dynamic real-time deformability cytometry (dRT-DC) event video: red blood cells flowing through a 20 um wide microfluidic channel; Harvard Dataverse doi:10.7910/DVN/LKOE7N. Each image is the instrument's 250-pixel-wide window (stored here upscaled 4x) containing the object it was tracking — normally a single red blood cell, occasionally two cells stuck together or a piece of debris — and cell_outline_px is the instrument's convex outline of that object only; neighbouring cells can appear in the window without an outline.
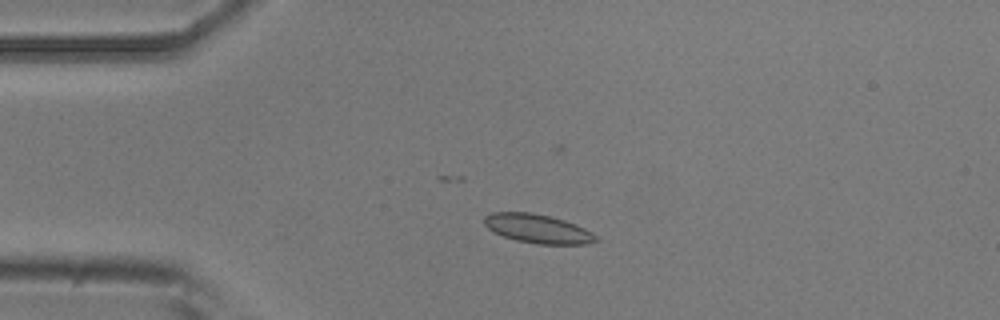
{"species": "common noctule bat (a hibernating species)", "species_latin": "Nyctalus noctula", "temperature_condition": "room temperature", "stored_images_in_passage": 5, "camera_frame_rate_fps": 3000, "um_per_image_px": 0.085, "animal": {"sex": "male", "body_mass_g": 20.5, "forearm_length_mm": 52.5}, "frame": {"image": 1, "passage_image": 3, "time_ms": 2.333, "image_size_px": [1000, 320], "cell_outline_px": [[596, 240], [584, 244], [540, 244], [516, 240], [504, 236], [488, 228], [484, 224], [484, 216], [492, 212], [532, 212], [564, 220], [584, 228], [592, 232], [596, 236]], "centroid_in_image_um": [45.68, 19.43], "position_along_channel_um": 39.3, "area_um2": 18.5}}
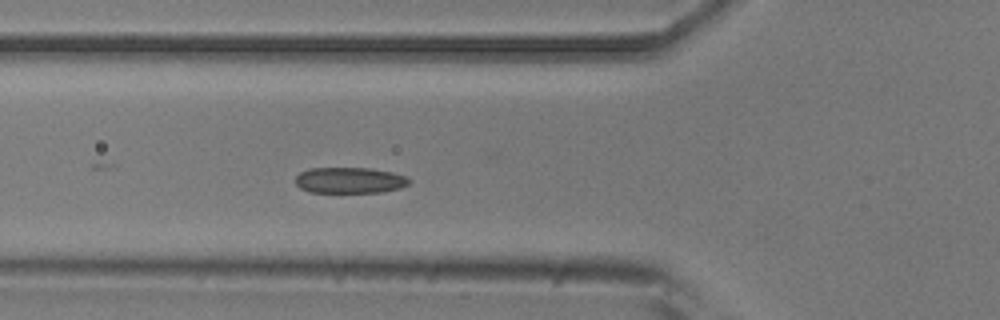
{"frame": {"image": 2, "passage_image": 5, "time_ms": 4.667, "image_size_px": [1000, 320], "cell_outline_px": [[412, 180], [408, 184], [400, 188], [380, 192], [308, 192], [300, 188], [296, 184], [296, 176], [300, 172], [308, 168], [372, 168], [392, 172], [404, 176]], "centroid_in_image_um": [29.71, 15.32], "position_along_channel_um": 96.1, "area_um2": 17.22}}